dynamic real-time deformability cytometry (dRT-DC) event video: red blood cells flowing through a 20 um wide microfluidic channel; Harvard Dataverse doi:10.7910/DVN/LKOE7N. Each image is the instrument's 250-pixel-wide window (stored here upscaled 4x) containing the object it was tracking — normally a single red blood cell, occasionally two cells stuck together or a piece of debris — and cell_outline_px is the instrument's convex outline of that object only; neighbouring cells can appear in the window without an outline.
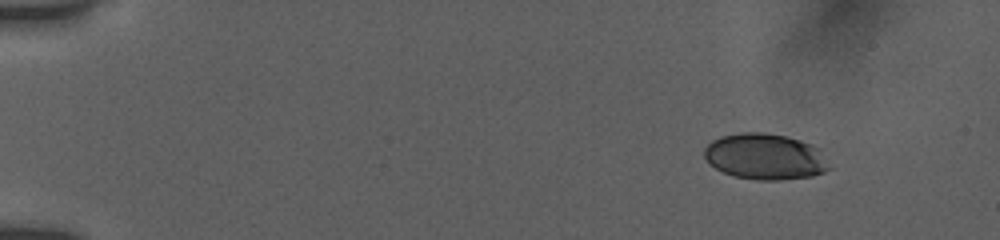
{"species": "human", "species_latin": "Homo sapiens", "temperature_condition": "room temperature", "stored_images_in_passage": 47, "camera_frame_rate_fps": 3000, "um_per_image_px": 0.085, "donor": {"sex": "female"}, "frame": {"image": 1, "passage_image": 1, "time_ms": 0.0, "image_size_px": [1000, 240], "cell_outline_px": [[832, 168], [824, 172], [812, 176], [780, 180], [760, 180], [736, 176], [724, 172], [708, 164], [704, 156], [704, 148], [712, 140], [720, 136], [740, 132], [764, 132], [784, 136], [800, 140], [812, 144], [820, 148]], "centroid_in_image_um": [65.05, 13.3], "position_along_channel_um": 20.0, "area_um2": 33.76}}
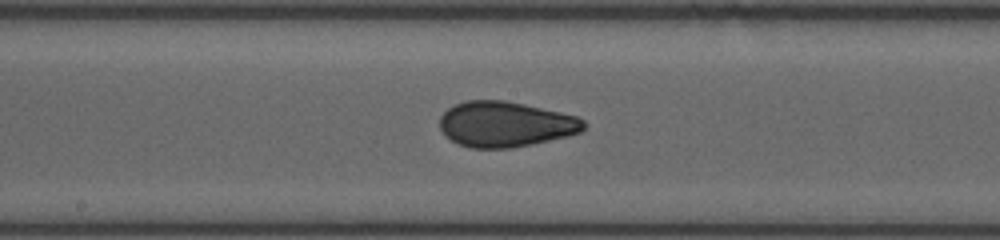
{"frame": {"image": 2, "passage_image": 25, "time_ms": 8.0, "image_size_px": [1000, 240], "cell_outline_px": [[588, 124], [580, 132], [568, 136], [532, 144], [512, 148], [468, 148], [444, 136], [440, 128], [440, 116], [448, 108], [464, 100], [504, 100], [524, 104], [560, 112], [576, 116], [584, 120]], "centroid_in_image_um": [42.95, 10.56], "position_along_channel_um": 205.2, "area_um2": 38.26}}
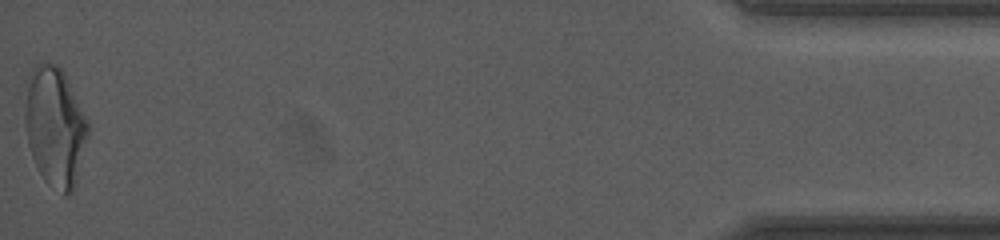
{"frame": {"image": 3, "passage_image": 47, "time_ms": 16.0, "image_size_px": [1000, 240], "cell_outline_px": [[88, 136], [76, 184], [72, 192], [68, 196], [64, 196], [48, 184], [44, 180], [32, 156], [28, 144], [24, 124], [24, 112], [28, 72], [40, 60], [48, 60], [56, 64], [64, 72], [88, 120]], "centroid_in_image_um": [4.66, 10.73], "position_along_channel_um": 430.5, "area_um2": 44.56}, "authors_computed_cell_mechanics": {"area_um2": 37.3966, "velocity_mm_per_s": 3.874, "shape_relaxation_time_tau1_ms": 5.5466, "shape_relaxation_time_tau2_ms": 1.029, "deformation_change_tau1": 0.1637, "deformation_change_tau2": 0.0559}}